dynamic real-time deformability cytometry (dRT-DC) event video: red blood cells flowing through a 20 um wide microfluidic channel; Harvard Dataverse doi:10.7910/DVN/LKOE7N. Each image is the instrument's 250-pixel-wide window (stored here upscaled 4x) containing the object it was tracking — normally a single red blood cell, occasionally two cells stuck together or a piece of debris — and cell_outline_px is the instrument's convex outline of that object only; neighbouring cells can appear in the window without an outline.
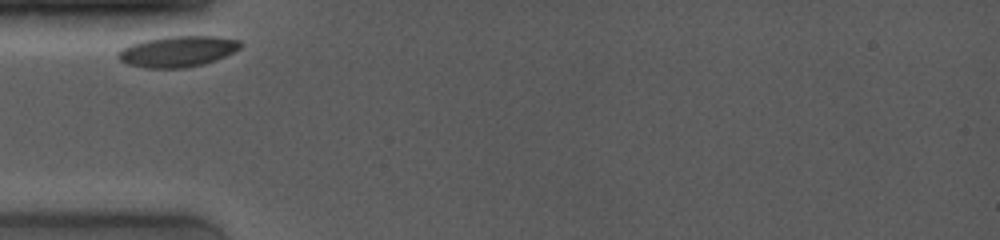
{"species": "common noctule bat (a hibernating species)", "species_latin": "Nyctalus noctula", "temperature_condition": "room temperature", "stored_images_in_passage": 9, "camera_frame_rate_fps": 4000, "um_per_image_px": 0.085, "animal": {"sex": "female", "body_mass_g": 19.0, "forearm_length_mm": 53.3}, "frame": {"image": 1, "passage_image": 1, "time_ms": 0.0, "image_size_px": [1000, 240], "cell_outline_px": [[244, 44], [240, 48], [216, 60], [204, 64], [184, 68], [144, 68], [128, 64], [120, 60], [116, 56], [124, 48], [132, 44], [144, 40], [164, 36], [216, 36], [240, 40]], "centroid_in_image_um": [15.13, 4.37], "position_along_channel_um": 69.9, "area_um2": 22.02}}
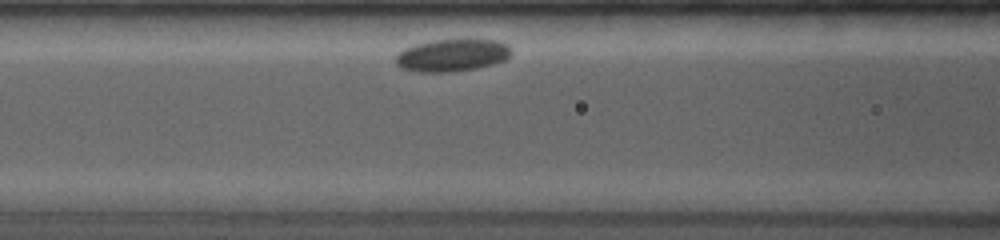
{"frame": {"image": 2, "passage_image": 4, "time_ms": 1.75, "image_size_px": [1000, 240], "cell_outline_px": [[512, 52], [508, 60], [476, 68], [452, 72], [416, 72], [400, 68], [396, 64], [396, 56], [404, 48], [416, 44], [432, 40], [500, 40], [508, 44], [512, 48]], "centroid_in_image_um": [38.47, 4.7], "position_along_channel_um": 128.1, "area_um2": 22.02}}